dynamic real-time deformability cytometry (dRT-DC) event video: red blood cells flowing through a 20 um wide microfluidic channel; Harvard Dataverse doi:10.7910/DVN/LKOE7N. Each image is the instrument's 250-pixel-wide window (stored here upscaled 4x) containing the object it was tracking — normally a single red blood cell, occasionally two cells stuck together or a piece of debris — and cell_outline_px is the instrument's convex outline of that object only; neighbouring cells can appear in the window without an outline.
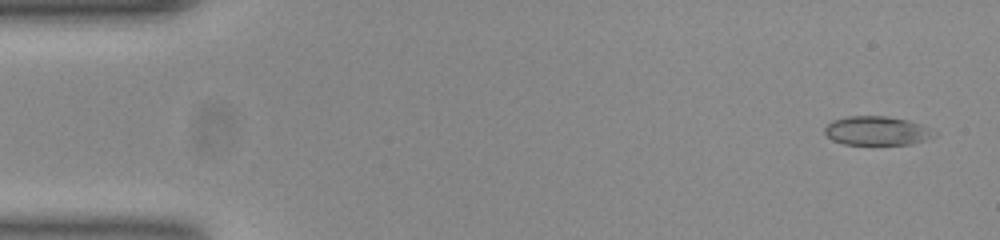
{"species": "common noctule bat (a hibernating species)", "species_latin": "Nyctalus noctula", "temperature_condition": "room temperature", "stored_images_in_passage": 48, "camera_frame_rate_fps": 3000, "um_per_image_px": 0.085, "animal": {"sex": "female", "body_mass_g": 23.0, "forearm_length_mm": 53.4}, "frame": {"image": 1, "passage_image": 2, "time_ms": 0.333, "image_size_px": [1000, 240], "cell_outline_px": [[940, 132], [936, 136], [912, 144], [844, 144], [832, 140], [824, 132], [824, 128], [832, 120], [848, 116], [888, 116], [908, 120], [920, 124]], "centroid_in_image_um": [74.57, 11.11], "position_along_channel_um": 10.4, "area_um2": 18.61}}
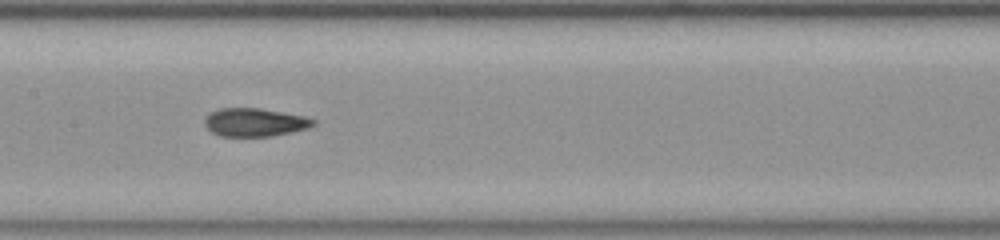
{"frame": {"image": 2, "passage_image": 25, "time_ms": 8.0, "image_size_px": [1000, 240], "cell_outline_px": [[316, 124], [308, 128], [292, 132], [272, 136], [220, 136], [212, 132], [204, 124], [204, 120], [212, 112], [220, 108], [260, 108], [304, 116], [316, 120]], "centroid_in_image_um": [21.68, 10.4], "position_along_channel_um": 185.7, "area_um2": 17.8}}
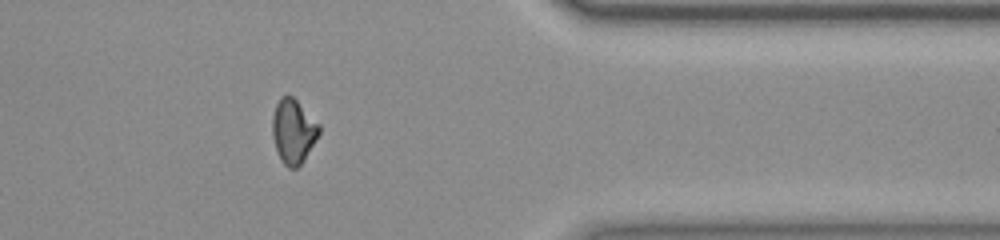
{"frame": {"image": 3, "passage_image": 42, "time_ms": 13.667, "image_size_px": [1000, 240], "cell_outline_px": [[320, 132], [304, 160], [296, 168], [288, 168], [280, 160], [272, 136], [272, 116], [276, 104], [280, 96], [292, 96], [320, 124]], "centroid_in_image_um": [24.92, 11.16], "position_along_channel_um": 386.5, "area_um2": 17.46}}